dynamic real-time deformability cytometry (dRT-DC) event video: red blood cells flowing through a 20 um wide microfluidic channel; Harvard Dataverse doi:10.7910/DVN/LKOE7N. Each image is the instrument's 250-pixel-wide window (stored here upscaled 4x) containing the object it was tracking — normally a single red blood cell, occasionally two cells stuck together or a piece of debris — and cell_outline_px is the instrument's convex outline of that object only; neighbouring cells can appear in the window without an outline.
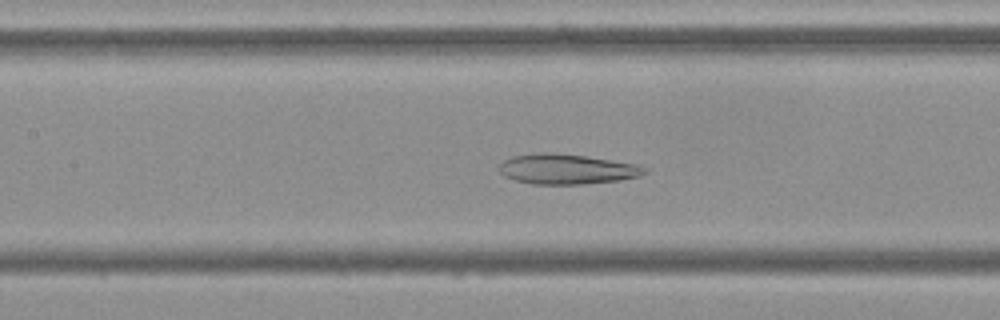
{"species": "Egyptian fruit bat (a non-hibernating species)", "species_latin": "Rousettus aegyptiacus", "temperature_condition": "cold", "stored_images_in_passage": 53, "camera_frame_rate_fps": 3000, "um_per_image_px": 0.085, "frame": {"image": 1, "passage_image": 23, "time_ms": 7.333, "image_size_px": [1000, 320], "cell_outline_px": [[648, 172], [640, 176], [620, 180], [584, 184], [532, 184], [516, 180], [504, 176], [500, 172], [500, 164], [504, 160], [512, 156], [540, 152], [552, 152], [584, 156], [640, 164], [648, 168]], "centroid_in_image_um": [48.23, 14.37], "position_along_channel_um": 159.2, "area_um2": 25.66}}
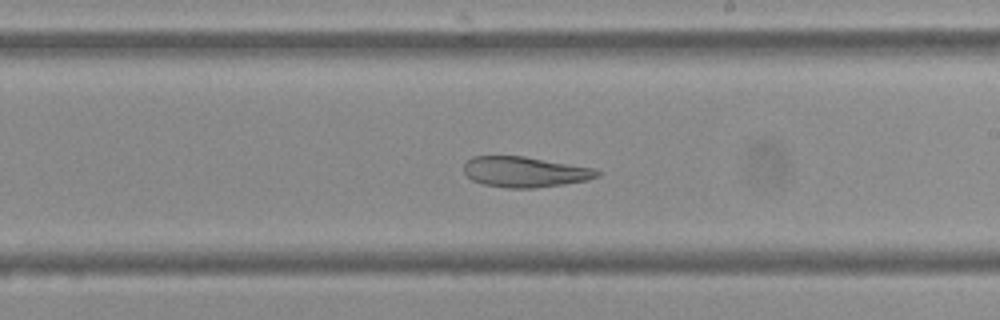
{"frame": {"image": 2, "passage_image": 30, "time_ms": 9.667, "image_size_px": [1000, 320], "cell_outline_px": [[600, 176], [588, 180], [564, 184], [532, 188], [508, 188], [484, 184], [472, 180], [464, 172], [464, 164], [472, 156], [524, 156], [596, 168], [600, 172]], "centroid_in_image_um": [44.65, 14.61], "position_along_channel_um": 244.4, "area_um2": 23.76}}
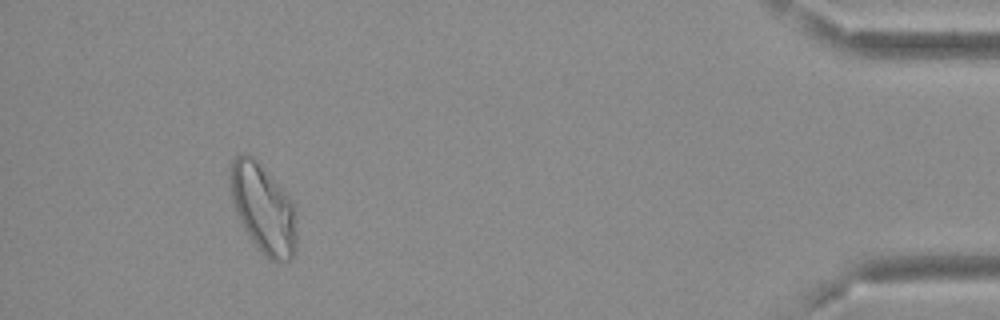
{"frame": {"image": 3, "passage_image": 49, "time_ms": 16.0, "image_size_px": [1000, 320], "cell_outline_px": [[296, 248], [292, 256], [288, 260], [268, 260], [252, 240], [240, 220], [232, 204], [228, 180], [228, 172], [232, 160], [236, 156], [244, 152], [248, 152], [276, 180], [296, 204]], "centroid_in_image_um": [22.36, 17.66], "position_along_channel_um": 412.8, "area_um2": 34.97}}